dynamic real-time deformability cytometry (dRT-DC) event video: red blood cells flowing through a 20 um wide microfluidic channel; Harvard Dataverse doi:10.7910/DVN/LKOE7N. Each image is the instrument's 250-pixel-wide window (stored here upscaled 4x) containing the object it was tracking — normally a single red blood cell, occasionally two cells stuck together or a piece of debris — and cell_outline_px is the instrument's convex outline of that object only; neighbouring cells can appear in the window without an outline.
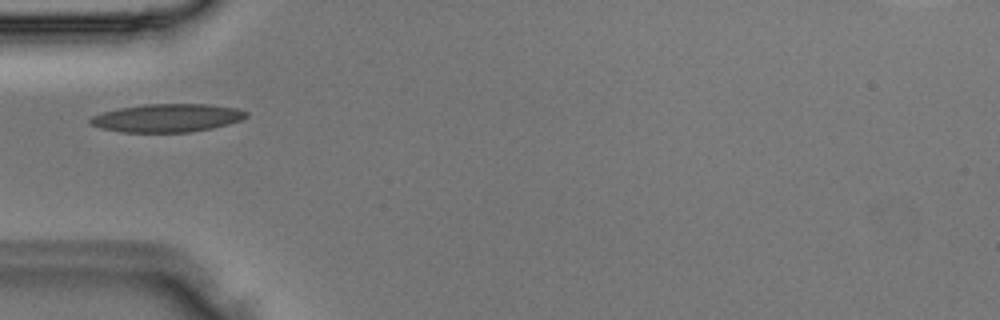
{"species": "Egyptian fruit bat (a non-hibernating species)", "species_latin": "Rousettus aegyptiacus", "temperature_condition": "room temperature", "stored_images_in_passage": 1, "camera_frame_rate_fps": 3000, "um_per_image_px": 0.085, "animal": {"sex": "male"}, "frame": {"image": 1, "passage_image": 1, "time_ms": 0.0, "image_size_px": [1000, 320], "cell_outline_px": [[248, 116], [240, 120], [228, 124], [212, 128], [188, 132], [120, 132], [100, 128], [88, 124], [88, 120], [92, 116], [104, 112], [120, 108], [144, 104], [208, 104], [236, 108], [248, 112]], "centroid_in_image_um": [14.19, 10.03], "position_along_channel_um": 70.8, "area_um2": 25.61}}